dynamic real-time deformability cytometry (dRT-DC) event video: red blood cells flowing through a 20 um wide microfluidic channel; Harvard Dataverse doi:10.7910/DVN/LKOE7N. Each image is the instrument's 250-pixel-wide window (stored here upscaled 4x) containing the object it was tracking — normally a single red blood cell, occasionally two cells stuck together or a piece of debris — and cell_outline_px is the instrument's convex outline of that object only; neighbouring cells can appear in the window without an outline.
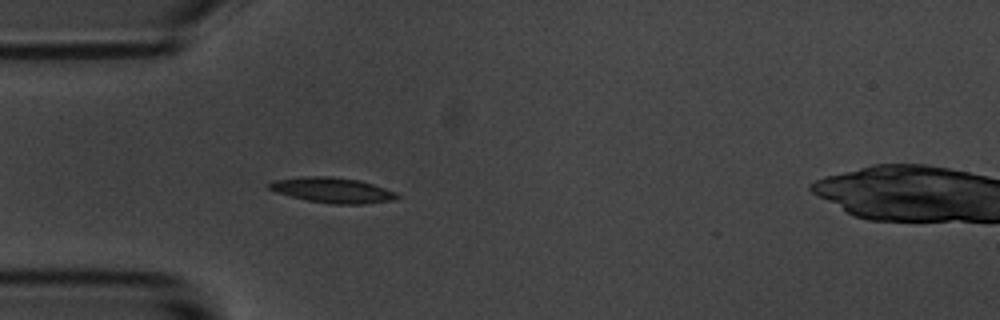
{"species": "common noctule bat (a hibernating species)", "species_latin": "Nyctalus noctula", "temperature_condition": "room temperature", "stored_images_in_passage": 6, "camera_frame_rate_fps": 3000, "um_per_image_px": 0.085, "animal": {"sex": "male", "body_mass_g": 20.1, "forearm_length_mm": 53.5}, "frame": {"image": 1, "passage_image": 5, "time_ms": 5.333, "image_size_px": [1000, 320], "cell_outline_px": [[400, 196], [396, 200], [364, 204], [332, 204], [308, 200], [276, 192], [268, 188], [268, 184], [272, 180], [304, 176], [332, 176], [360, 180], [396, 192]], "centroid_in_image_um": [28.28, 16.16], "position_along_channel_um": 56.7, "area_um2": 18.9}}